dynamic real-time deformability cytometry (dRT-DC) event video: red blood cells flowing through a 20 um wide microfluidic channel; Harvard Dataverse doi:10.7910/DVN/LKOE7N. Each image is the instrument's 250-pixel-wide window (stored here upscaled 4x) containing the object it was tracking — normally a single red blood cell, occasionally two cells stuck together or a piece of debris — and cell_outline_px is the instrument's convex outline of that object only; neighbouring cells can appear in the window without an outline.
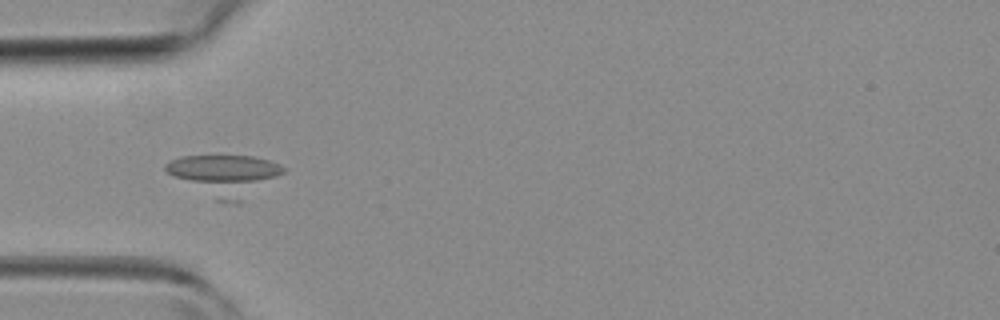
{"species": "common noctule bat (a hibernating species)", "species_latin": "Nyctalus noctula", "temperature_condition": "room temperature", "stored_images_in_passage": 24, "camera_frame_rate_fps": 3000, "um_per_image_px": 0.085, "animal": {"sex": "female", "body_mass_g": 19.3, "forearm_length_mm": 54.1}, "frame": {"image": 1, "passage_image": 8, "time_ms": 2.333, "image_size_px": [1000, 320], "cell_outline_px": [[288, 168], [284, 172], [240, 204], [236, 204], [216, 200], [172, 176], [164, 168], [164, 164], [180, 156], [256, 156], [268, 160]], "centroid_in_image_um": [19.14, 14.89], "position_along_channel_um": 65.9, "area_um2": 27.92}}
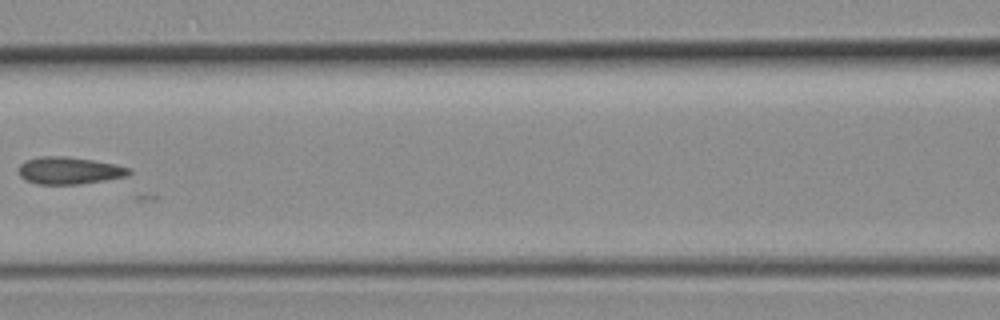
{"frame": {"image": 2, "passage_image": 14, "time_ms": 4.333, "image_size_px": [1000, 320], "cell_outline_px": [[132, 172], [128, 176], [80, 184], [36, 184], [24, 180], [20, 176], [20, 164], [28, 160], [40, 156], [64, 156], [92, 160], [116, 164], [132, 168]], "centroid_in_image_um": [5.92, 14.5], "position_along_channel_um": 160.7, "area_um2": 17.51}}
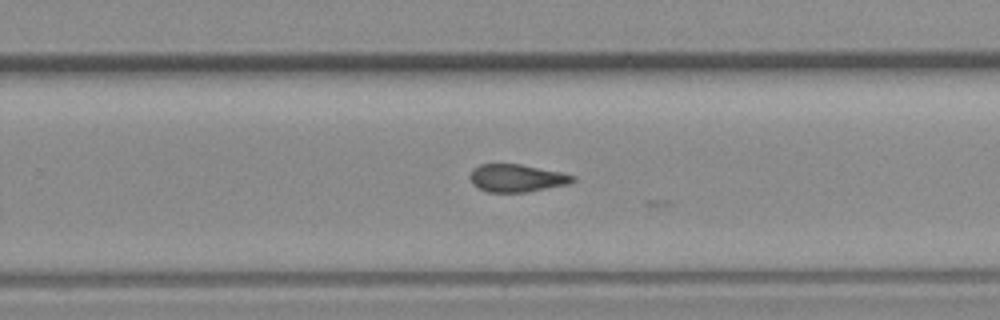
{"frame": {"image": 3, "passage_image": 22, "time_ms": 7.0, "image_size_px": [1000, 320], "cell_outline_px": [[576, 180], [568, 184], [528, 192], [488, 192], [476, 188], [472, 184], [472, 168], [480, 164], [520, 164], [560, 172], [576, 176]], "centroid_in_image_um": [43.93, 15.14], "position_along_channel_um": 285.9, "area_um2": 16.53}}